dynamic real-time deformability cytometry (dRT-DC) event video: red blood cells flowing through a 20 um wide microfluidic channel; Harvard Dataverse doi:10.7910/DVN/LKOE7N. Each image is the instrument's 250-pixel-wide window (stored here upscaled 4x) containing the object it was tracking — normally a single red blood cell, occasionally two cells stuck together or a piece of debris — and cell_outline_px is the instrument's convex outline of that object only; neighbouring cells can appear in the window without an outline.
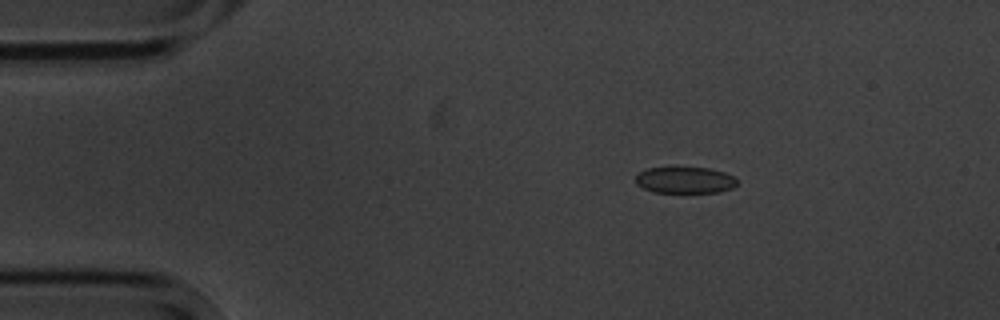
{"species": "common noctule bat (a hibernating species)", "species_latin": "Nyctalus noctula", "temperature_condition": "cold", "stored_images_in_passage": 5, "camera_frame_rate_fps": 3000, "um_per_image_px": 0.085, "animal": {"sex": "male", "body_mass_g": 20.1, "forearm_length_mm": 53.5}, "frame": {"image": 1, "passage_image": 3, "time_ms": 2.333, "image_size_px": [1000, 320], "cell_outline_px": [[736, 184], [732, 188], [720, 192], [652, 192], [636, 184], [636, 176], [640, 172], [648, 168], [676, 164], [708, 168], [724, 172], [732, 176], [736, 180]], "centroid_in_image_um": [58.18, 15.25], "position_along_channel_um": 26.8, "area_um2": 16.24}}
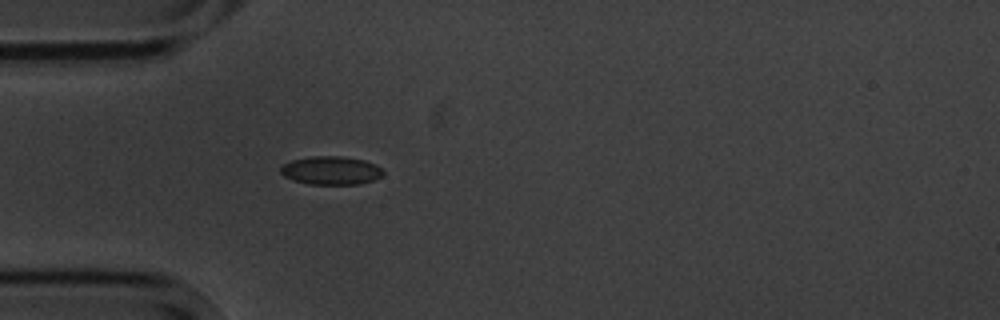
{"frame": {"image": 2, "passage_image": 5, "time_ms": 4.667, "image_size_px": [1000, 320], "cell_outline_px": [[384, 172], [380, 176], [372, 180], [360, 184], [308, 184], [292, 180], [284, 176], [280, 172], [280, 168], [284, 164], [292, 160], [312, 156], [344, 156], [364, 160], [376, 164]], "centroid_in_image_um": [28.12, 14.48], "position_along_channel_um": 56.9, "area_um2": 16.94}}